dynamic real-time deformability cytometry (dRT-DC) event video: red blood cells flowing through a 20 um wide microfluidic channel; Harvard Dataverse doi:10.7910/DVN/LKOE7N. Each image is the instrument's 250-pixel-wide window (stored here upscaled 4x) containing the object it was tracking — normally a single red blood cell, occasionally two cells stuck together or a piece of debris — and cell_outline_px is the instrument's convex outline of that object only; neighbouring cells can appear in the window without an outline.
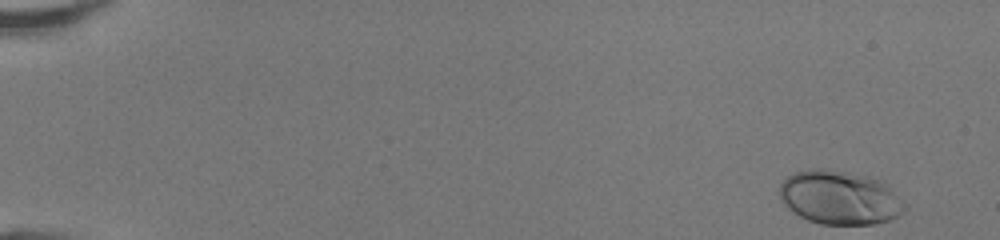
{"species": "human", "species_latin": "Homo sapiens", "temperature_condition": "room temperature", "stored_images_in_passage": 47, "camera_frame_rate_fps": 3000, "um_per_image_px": 0.085, "donor": {"sex": "female"}, "frame": {"image": 1, "passage_image": 1, "time_ms": 0.0, "image_size_px": [1000, 240], "cell_outline_px": [[908, 208], [900, 216], [876, 224], [820, 224], [808, 220], [792, 212], [780, 200], [780, 184], [792, 172], [816, 168], [820, 168], [848, 172], [868, 176], [888, 184], [908, 204]], "centroid_in_image_um": [71.42, 16.8], "position_along_channel_um": 13.6, "area_um2": 39.77}}
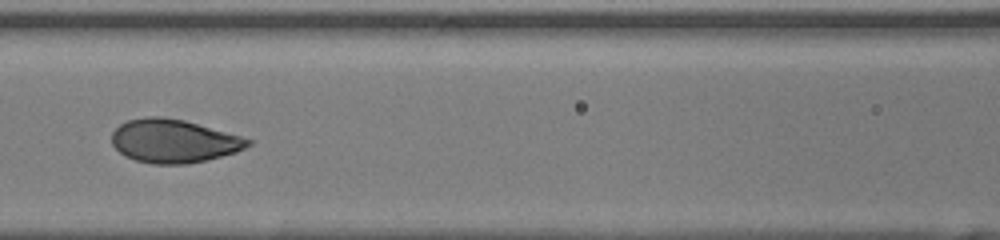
{"frame": {"image": 2, "passage_image": 22, "time_ms": 7.0, "image_size_px": [1000, 240], "cell_outline_px": [[252, 144], [236, 152], [188, 164], [152, 164], [136, 160], [124, 156], [112, 144], [112, 132], [120, 124], [128, 120], [144, 116], [160, 116], [184, 120], [240, 136], [252, 140]], "centroid_in_image_um": [14.73, 11.98], "position_along_channel_um": 151.9, "area_um2": 34.28}}
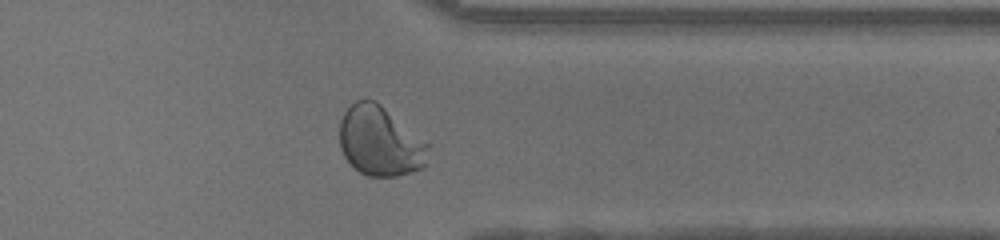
{"frame": {"image": 3, "passage_image": 38, "time_ms": 12.333, "image_size_px": [1000, 240], "cell_outline_px": [[432, 144], [424, 168], [396, 176], [368, 176], [360, 172], [344, 156], [340, 148], [340, 120], [344, 112], [356, 100], [376, 100]], "centroid_in_image_um": [32.36, 12.0], "position_along_channel_um": 379.0, "area_um2": 36.47}, "authors_computed_cell_mechanics": {"area_um2": 34.7378, "velocity_mm_per_s": 4.2937, "shape_relaxation_time_tau1_ms": 2.9661, "shape_relaxation_time_tau2_ms": null, "deformation_change_tau1": 0.1854, "deformation_change_tau2": null}}